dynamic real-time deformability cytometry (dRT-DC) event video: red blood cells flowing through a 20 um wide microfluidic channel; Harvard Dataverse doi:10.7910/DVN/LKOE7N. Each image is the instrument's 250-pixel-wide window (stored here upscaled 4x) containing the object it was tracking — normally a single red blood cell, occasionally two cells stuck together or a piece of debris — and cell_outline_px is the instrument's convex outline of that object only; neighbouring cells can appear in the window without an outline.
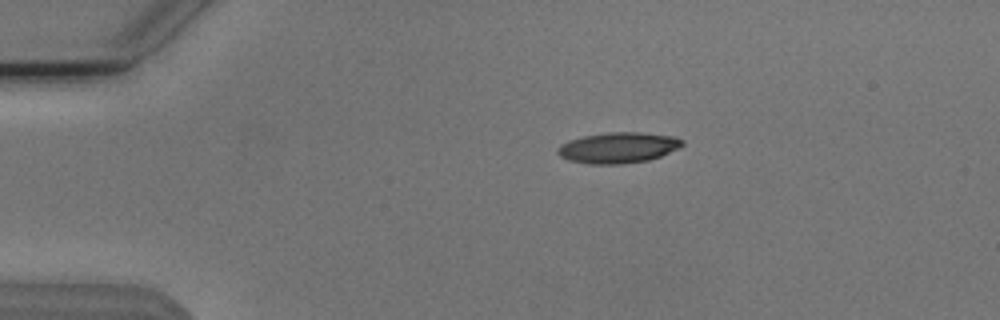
{"species": "Egyptian fruit bat (a non-hibernating species)", "species_latin": "Rousettus aegyptiacus", "temperature_condition": "cold", "stored_images_in_passage": 44, "camera_frame_rate_fps": 3000, "um_per_image_px": 0.085, "animal": {"sex": "male"}, "frame": {"image": 1, "passage_image": 1, "time_ms": 0.0, "image_size_px": [1000, 320], "cell_outline_px": [[684, 144], [680, 148], [660, 156], [648, 160], [624, 164], [588, 164], [568, 160], [560, 156], [556, 152], [556, 148], [560, 144], [568, 140], [584, 136], [608, 132], [640, 132], [676, 136], [684, 140]], "centroid_in_image_um": [52.55, 12.55], "position_along_channel_um": 32.5, "area_um2": 22.66}}
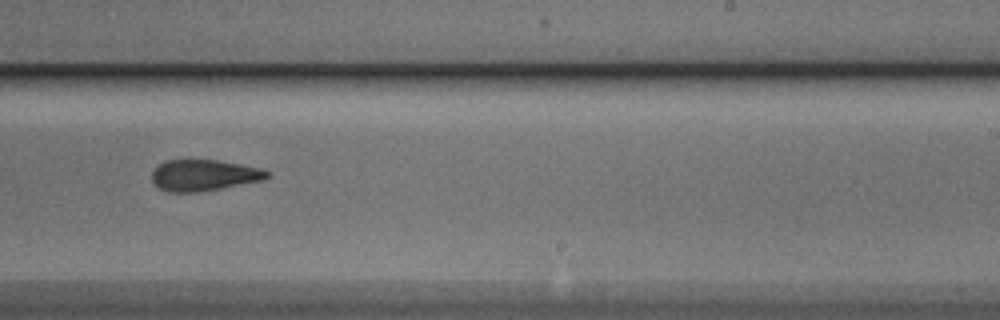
{"frame": {"image": 2, "passage_image": 24, "time_ms": 7.667, "image_size_px": [1000, 320], "cell_outline_px": [[268, 176], [264, 180], [220, 188], [196, 192], [168, 192], [160, 188], [152, 180], [152, 172], [160, 164], [168, 160], [216, 160], [240, 164], [260, 168], [268, 172]], "centroid_in_image_um": [17.32, 14.89], "position_along_channel_um": 271.7, "area_um2": 20.58}}
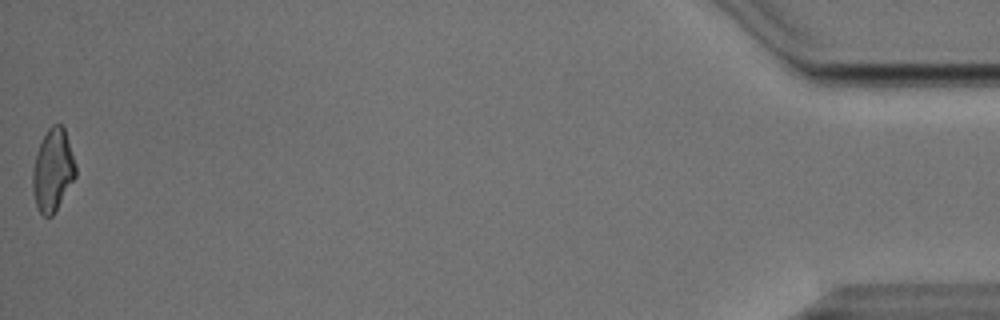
{"frame": {"image": 3, "passage_image": 44, "time_ms": 14.333, "image_size_px": [1000, 320], "cell_outline_px": [[76, 176], [52, 216], [44, 216], [40, 212], [36, 204], [32, 192], [32, 168], [36, 152], [48, 128], [52, 124], [60, 124], [64, 128], [76, 164]], "centroid_in_image_um": [4.48, 14.46], "position_along_channel_um": 430.7, "area_um2": 20.52}, "authors_computed_cell_mechanics": {"area_um2": 21.386, "velocity_mm_per_s": 3.824, "shape_relaxation_time_tau1_ms": 8.6302, "shape_relaxation_time_tau2_ms": 5.2495, "deformation_change_tau1": 0.1997, "deformation_change_tau2": 0.1517}}